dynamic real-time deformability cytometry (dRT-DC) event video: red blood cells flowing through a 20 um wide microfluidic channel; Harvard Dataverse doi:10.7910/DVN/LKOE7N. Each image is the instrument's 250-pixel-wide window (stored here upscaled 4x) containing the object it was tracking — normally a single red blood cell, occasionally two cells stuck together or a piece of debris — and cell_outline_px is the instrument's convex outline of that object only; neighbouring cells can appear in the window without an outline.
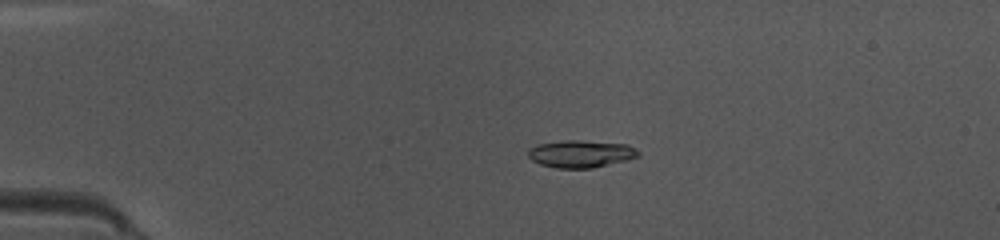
{"species": "common noctule bat (a hibernating species)", "species_latin": "Nyctalus noctula", "temperature_condition": "warm", "stored_images_in_passage": 50, "camera_frame_rate_fps": 3000, "um_per_image_px": 0.085, "animal": {"sex": "female", "body_mass_g": 10.0, "forearm_length_mm": 53.1}, "frame": {"image": 1, "passage_image": 11, "time_ms": 3.333, "image_size_px": [1000, 240], "cell_outline_px": [[640, 156], [628, 160], [592, 168], [556, 168], [540, 164], [532, 160], [528, 156], [528, 148], [536, 144], [564, 140], [580, 140], [628, 144], [640, 152]], "centroid_in_image_um": [49.37, 13.07], "position_along_channel_um": 35.6, "area_um2": 17.74}}
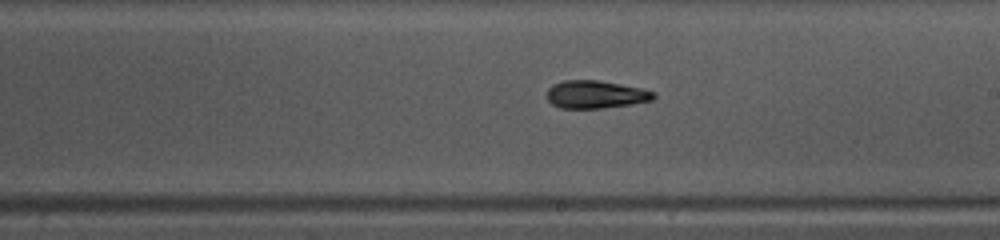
{"frame": {"image": 2, "passage_image": 29, "time_ms": 9.333, "image_size_px": [1000, 240], "cell_outline_px": [[656, 96], [652, 100], [632, 104], [604, 108], [560, 108], [552, 104], [548, 100], [548, 88], [552, 84], [564, 80], [600, 80], [640, 88], [652, 92]], "centroid_in_image_um": [50.6, 8.03], "position_along_channel_um": 238.4, "area_um2": 17.22}}
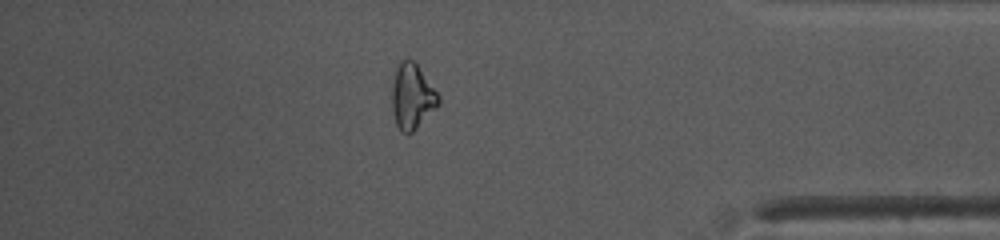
{"frame": {"image": 3, "passage_image": 43, "time_ms": 14.0, "image_size_px": [1000, 240], "cell_outline_px": [[440, 104], [412, 132], [400, 132], [396, 124], [392, 108], [392, 84], [396, 68], [400, 60], [416, 60], [440, 96]], "centroid_in_image_um": [35.04, 8.16], "position_along_channel_um": 400.2, "area_um2": 17.86}, "authors_computed_cell_mechanics": {"area_um2": 17.3689, "velocity_mm_per_s": 4.0357, "shape_relaxation_time_tau1_ms": 6.9739, "shape_relaxation_time_tau2_ms": 2.3979, "deformation_change_tau1": 0.1899, "deformation_change_tau2": 0.0913}}